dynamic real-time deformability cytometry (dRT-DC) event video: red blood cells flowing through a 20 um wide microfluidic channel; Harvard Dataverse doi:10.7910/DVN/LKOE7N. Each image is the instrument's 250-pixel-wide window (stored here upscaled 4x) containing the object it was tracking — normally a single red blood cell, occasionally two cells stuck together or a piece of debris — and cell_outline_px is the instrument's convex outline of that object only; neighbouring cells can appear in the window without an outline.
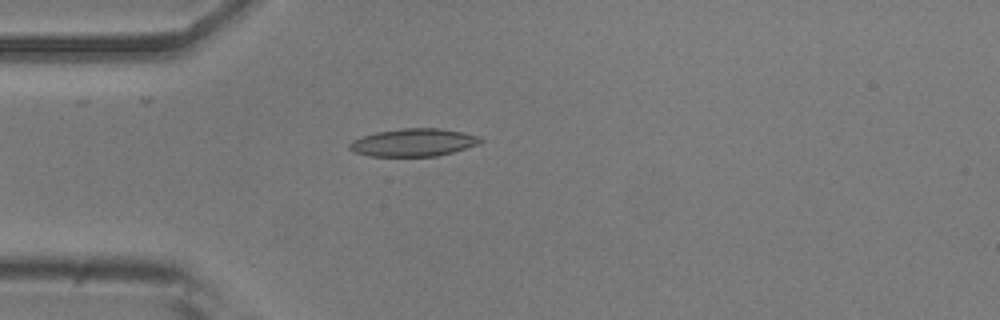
{"species": "common noctule bat (a hibernating species)", "species_latin": "Nyctalus noctula", "temperature_condition": "room temperature", "stored_images_in_passage": 40, "camera_frame_rate_fps": 3000, "um_per_image_px": 0.085, "animal": {"sex": "male", "body_mass_g": 20.5, "forearm_length_mm": 52.5}, "frame": {"image": 1, "passage_image": 1, "time_ms": 0.0, "image_size_px": [1000, 320], "cell_outline_px": [[484, 140], [476, 144], [452, 152], [436, 156], [368, 156], [352, 152], [348, 148], [348, 144], [352, 140], [360, 136], [376, 132], [404, 128], [440, 128], [464, 132], [480, 136]], "centroid_in_image_um": [35.09, 12.1], "position_along_channel_um": 49.9, "area_um2": 21.27}}
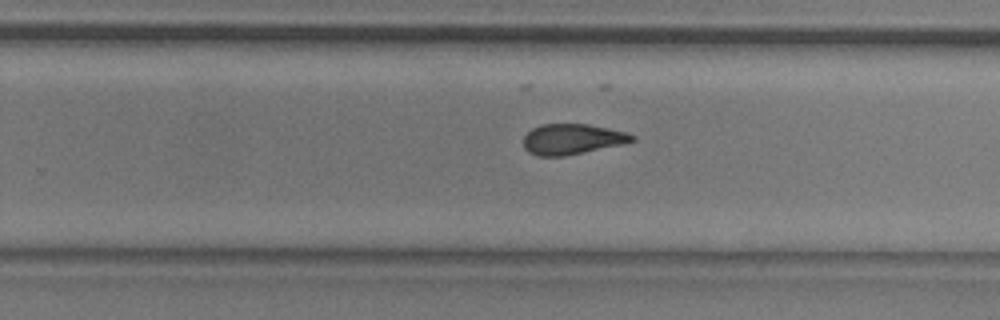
{"frame": {"image": 2, "passage_image": 20, "time_ms": 6.333, "image_size_px": [1000, 320], "cell_outline_px": [[636, 140], [624, 144], [564, 156], [536, 156], [528, 152], [524, 148], [524, 136], [532, 128], [540, 124], [588, 124], [608, 128], [624, 132], [636, 136]], "centroid_in_image_um": [48.62, 11.83], "position_along_channel_um": 281.2, "area_um2": 19.36}}
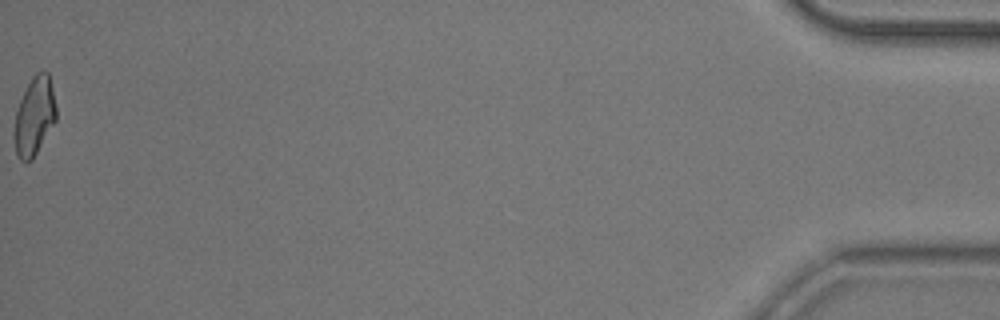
{"frame": {"image": 3, "passage_image": 40, "time_ms": 13.0, "image_size_px": [1000, 320], "cell_outline_px": [[56, 120], [32, 160], [20, 160], [16, 156], [12, 132], [16, 112], [20, 100], [32, 76], [36, 72], [48, 72], [56, 108]], "centroid_in_image_um": [2.89, 9.91], "position_along_channel_um": 432.3, "area_um2": 19.07}, "authors_computed_cell_mechanics": {"area_um2": 19.7676, "velocity_mm_per_s": 3.7914, "shape_relaxation_time_tau1_ms": 10.8974, "shape_relaxation_time_tau2_ms": 2.8729, "deformation_change_tau1": 0.2181, "deformation_change_tau2": 0.0976}}